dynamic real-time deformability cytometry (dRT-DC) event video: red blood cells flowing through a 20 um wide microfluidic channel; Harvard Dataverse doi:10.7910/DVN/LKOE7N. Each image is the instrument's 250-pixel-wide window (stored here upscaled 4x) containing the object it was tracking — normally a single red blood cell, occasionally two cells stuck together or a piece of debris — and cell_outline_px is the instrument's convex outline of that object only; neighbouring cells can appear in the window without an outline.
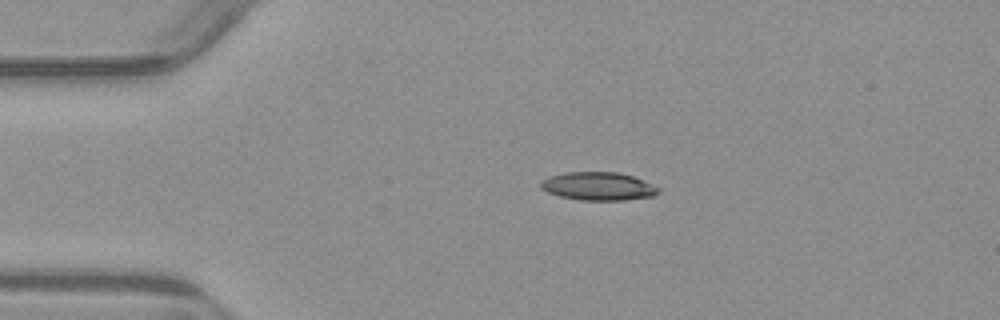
{"species": "common noctule bat (a hibernating species)", "species_latin": "Nyctalus noctula", "temperature_condition": "warm", "stored_images_in_passage": 3, "camera_frame_rate_fps": 3000, "um_per_image_px": 0.085, "animal": {"sex": "male", "body_mass_g": 23.1, "forearm_length_mm": 52.7}, "frame": {"image": 1, "passage_image": 1, "time_ms": 0.0, "image_size_px": [1000, 320], "cell_outline_px": [[660, 192], [652, 196], [624, 200], [580, 200], [560, 196], [548, 192], [540, 188], [540, 180], [548, 176], [564, 172], [620, 172], [632, 176], [660, 188]], "centroid_in_image_um": [50.81, 15.82], "position_along_channel_um": 34.2, "area_um2": 19.36}}